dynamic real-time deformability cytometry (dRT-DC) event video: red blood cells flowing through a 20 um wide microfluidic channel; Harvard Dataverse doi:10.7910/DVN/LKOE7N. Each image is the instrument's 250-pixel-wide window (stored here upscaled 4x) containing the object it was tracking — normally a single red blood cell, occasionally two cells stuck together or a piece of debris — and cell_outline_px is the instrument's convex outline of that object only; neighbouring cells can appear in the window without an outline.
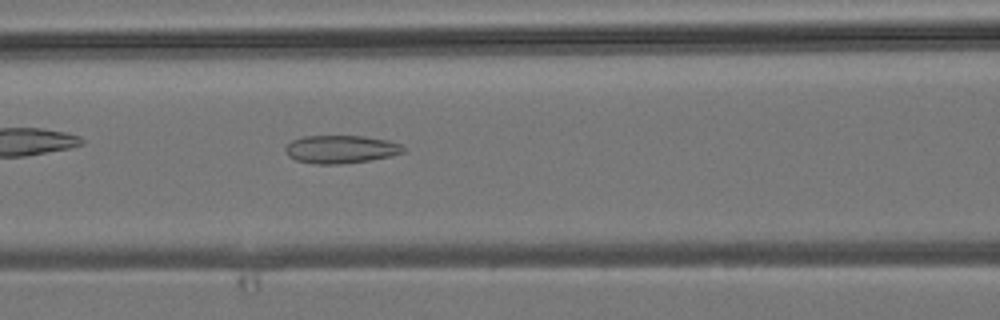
{"species": "common noctule bat (a hibernating species)", "species_latin": "Nyctalus noctula", "temperature_condition": "room temperature", "stored_images_in_passage": 4, "camera_frame_rate_fps": 3000, "um_per_image_px": 0.085, "animal": {"sex": "male", "body_mass_g": 19.2, "forearm_length_mm": 51.8}, "frame": {"image": 1, "passage_image": 4, "time_ms": 4.333, "image_size_px": [1000, 320], "cell_outline_px": [[404, 152], [388, 156], [368, 160], [336, 164], [316, 164], [296, 160], [288, 156], [284, 148], [292, 140], [304, 136], [364, 136], [388, 140], [400, 144], [404, 148]], "centroid_in_image_um": [28.94, 12.68], "position_along_channel_um": 137.7, "area_um2": 19.02}}